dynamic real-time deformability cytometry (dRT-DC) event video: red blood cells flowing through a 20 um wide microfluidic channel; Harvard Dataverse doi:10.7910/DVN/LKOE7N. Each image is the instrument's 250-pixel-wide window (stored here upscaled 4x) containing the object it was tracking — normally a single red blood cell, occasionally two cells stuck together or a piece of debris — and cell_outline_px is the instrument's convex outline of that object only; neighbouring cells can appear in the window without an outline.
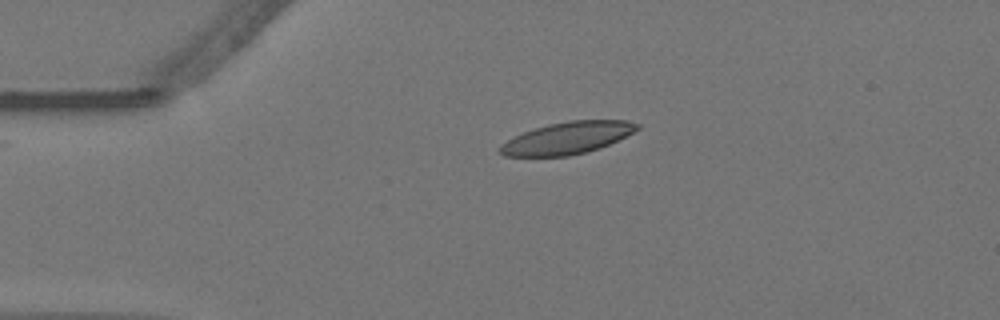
{"species": "Egyptian fruit bat (a non-hibernating species)", "species_latin": "Rousettus aegyptiacus", "temperature_condition": "warm", "stored_images_in_passage": 46, "camera_frame_rate_fps": 3000, "um_per_image_px": 0.085, "animal": {"sex": "female"}, "frame": {"image": 1, "passage_image": 1, "time_ms": 0.0, "image_size_px": [1000, 320], "cell_outline_px": [[640, 128], [600, 148], [588, 152], [568, 156], [504, 156], [496, 152], [500, 144], [524, 132], [548, 124], [568, 120], [628, 120], [640, 124]], "centroid_in_image_um": [48.2, 11.73], "position_along_channel_um": 36.8, "area_um2": 25.55}}
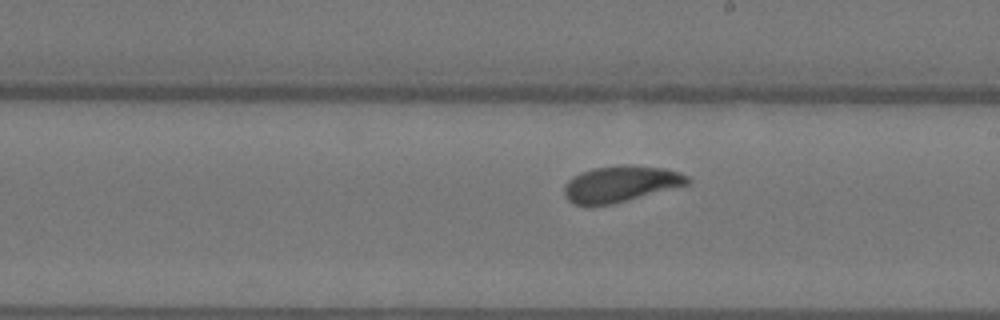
{"frame": {"image": 2, "passage_image": 21, "time_ms": 6.667, "image_size_px": [1000, 320], "cell_outline_px": [[692, 180], [688, 184], [612, 204], [592, 208], [588, 208], [576, 204], [568, 200], [564, 196], [564, 184], [572, 176], [580, 172], [592, 168], [620, 164], [628, 164], [664, 168], [680, 172], [688, 176]], "centroid_in_image_um": [52.69, 15.64], "position_along_channel_um": 236.3, "area_um2": 26.53}}
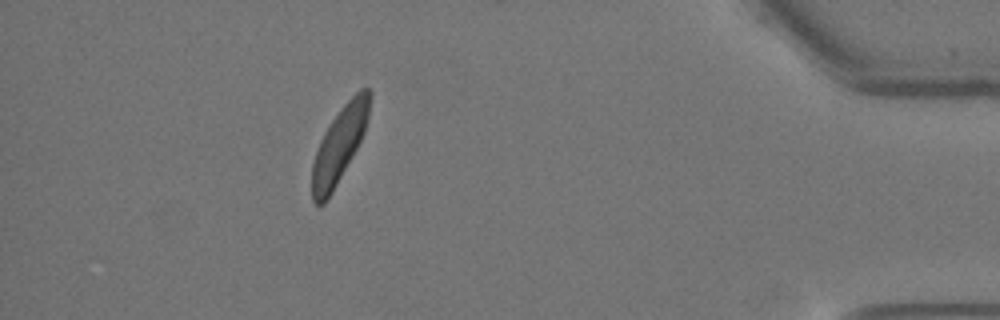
{"frame": {"image": 3, "passage_image": 40, "time_ms": 13.0, "image_size_px": [1000, 320], "cell_outline_px": [[372, 96], [368, 120], [364, 132], [356, 148], [332, 192], [324, 204], [316, 204], [312, 200], [312, 164], [320, 140], [324, 132], [340, 108], [360, 88], [368, 88], [372, 92]], "centroid_in_image_um": [28.86, 12.26], "position_along_channel_um": 406.3, "area_um2": 24.97}, "authors_computed_cell_mechanics": {"area_um2": 26.1834, "velocity_mm_per_s": 3.5028, "shape_relaxation_time_tau1_ms": 3.5959, "shape_relaxation_time_tau2_ms": 7.4883, "deformation_change_tau1": 0.1331, "deformation_change_tau2": 0.1113}}